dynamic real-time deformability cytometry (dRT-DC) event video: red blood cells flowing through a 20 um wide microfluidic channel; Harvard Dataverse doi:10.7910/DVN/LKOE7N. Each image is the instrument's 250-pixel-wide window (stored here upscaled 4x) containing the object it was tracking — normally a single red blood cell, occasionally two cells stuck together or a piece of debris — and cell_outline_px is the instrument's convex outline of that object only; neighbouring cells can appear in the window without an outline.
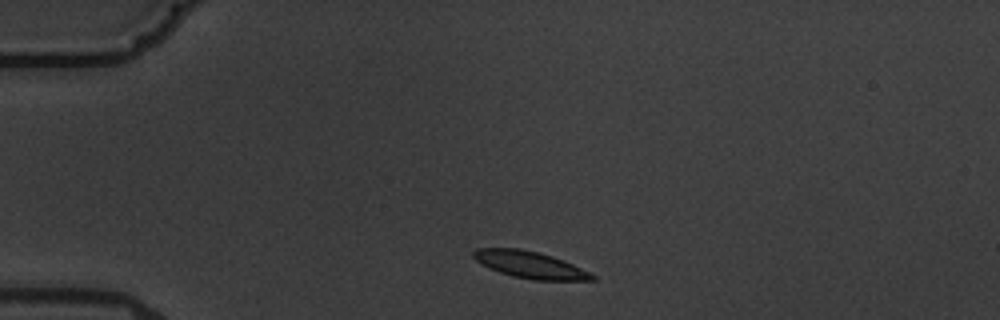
{"species": "common noctule bat (a hibernating species)", "species_latin": "Nyctalus noctula", "temperature_condition": "warm", "stored_images_in_passage": 2, "camera_frame_rate_fps": 3000, "um_per_image_px": 0.085, "animal": {"sex": "male", "body_mass_g": 19.5, "forearm_length_mm": 54.6}, "frame": {"image": 1, "passage_image": 1, "time_ms": 0.0, "image_size_px": [1000, 320], "cell_outline_px": [[596, 280], [532, 280], [512, 276], [500, 272], [476, 260], [472, 256], [472, 252], [476, 248], [520, 248], [552, 256], [564, 260], [596, 276]], "centroid_in_image_um": [45.05, 22.5], "position_along_channel_um": 40.0, "area_um2": 18.32}}